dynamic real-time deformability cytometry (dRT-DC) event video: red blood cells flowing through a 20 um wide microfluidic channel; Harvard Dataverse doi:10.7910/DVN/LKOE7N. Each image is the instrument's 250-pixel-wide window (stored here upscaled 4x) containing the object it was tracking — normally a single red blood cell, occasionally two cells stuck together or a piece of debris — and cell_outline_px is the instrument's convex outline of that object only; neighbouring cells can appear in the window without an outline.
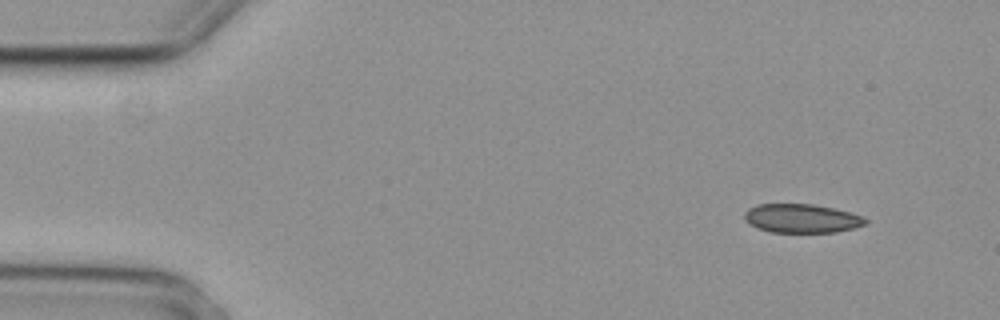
{"species": "common noctule bat (a hibernating species)", "species_latin": "Nyctalus noctula", "temperature_condition": "cold", "stored_images_in_passage": 4, "camera_frame_rate_fps": 3000, "um_per_image_px": 0.085, "animal": {"sex": "female", "body_mass_g": 29.2, "forearm_length_mm": 56.3}, "frame": {"image": 1, "passage_image": 1, "time_ms": 0.0, "image_size_px": [1000, 320], "cell_outline_px": [[868, 224], [836, 232], [768, 232], [756, 228], [748, 224], [744, 220], [744, 212], [748, 208], [756, 204], [812, 204], [832, 208], [864, 216], [868, 220]], "centroid_in_image_um": [68.1, 18.57], "position_along_channel_um": 16.9, "area_um2": 20.52}}